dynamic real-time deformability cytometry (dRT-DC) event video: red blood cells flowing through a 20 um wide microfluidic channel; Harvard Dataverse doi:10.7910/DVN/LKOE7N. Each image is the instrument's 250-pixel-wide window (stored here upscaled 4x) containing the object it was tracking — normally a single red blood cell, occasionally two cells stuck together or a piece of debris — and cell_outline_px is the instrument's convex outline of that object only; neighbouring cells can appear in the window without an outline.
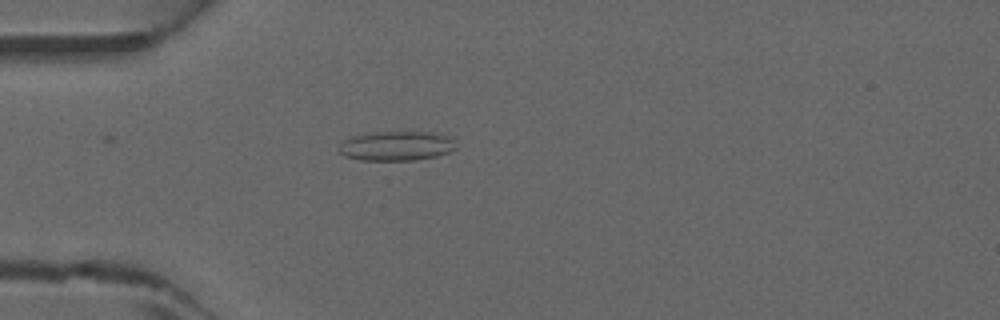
{"species": "common noctule bat (a hibernating species)", "species_latin": "Nyctalus noctula", "temperature_condition": "warm", "stored_images_in_passage": 38, "camera_frame_rate_fps": 3000, "um_per_image_px": 0.085, "animal": {"sex": "male", "forearm_length_mm": 52.5}, "frame": {"image": 1, "passage_image": 12, "time_ms": 3.667, "image_size_px": [1000, 320], "cell_outline_px": [[456, 148], [448, 152], [436, 156], [416, 160], [360, 160], [344, 156], [340, 152], [340, 144], [344, 140], [352, 136], [376, 132], [432, 132], [452, 136]], "centroid_in_image_um": [33.72, 12.4], "position_along_channel_um": 51.3, "area_um2": 20.11}}
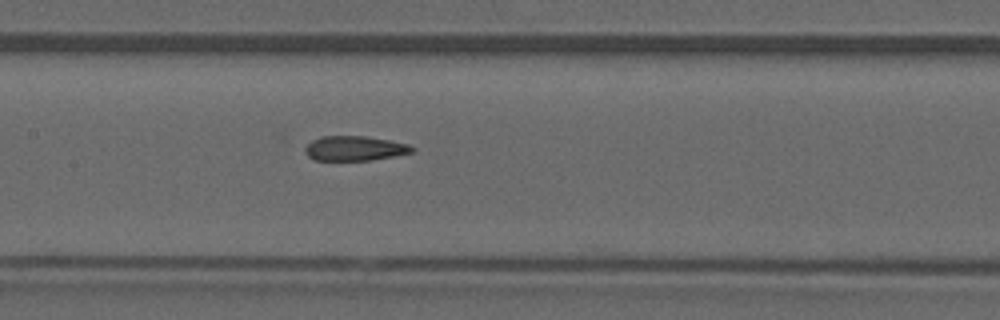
{"frame": {"image": 2, "passage_image": 21, "time_ms": 6.667, "image_size_px": [1000, 320], "cell_outline_px": [[416, 148], [412, 152], [392, 156], [368, 160], [312, 160], [304, 152], [304, 148], [312, 140], [320, 136], [368, 136], [408, 144]], "centroid_in_image_um": [30.1, 12.6], "position_along_channel_um": 177.3, "area_um2": 15.37}}
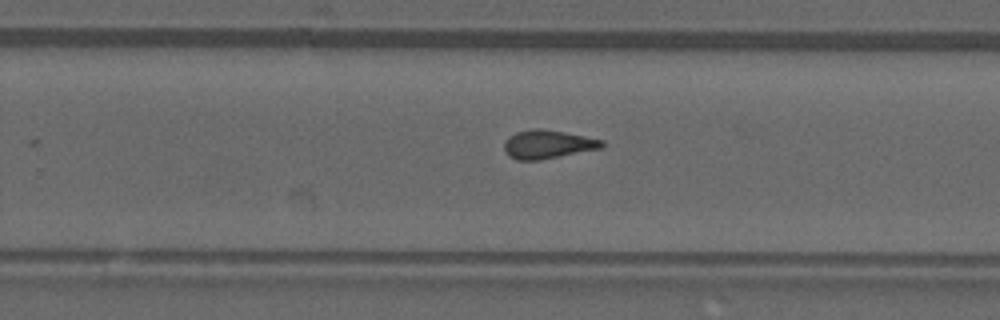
{"frame": {"image": 3, "passage_image": 28, "time_ms": 9.0, "image_size_px": [1000, 320], "cell_outline_px": [[604, 144], [600, 148], [540, 160], [516, 160], [508, 156], [504, 152], [504, 140], [508, 136], [516, 132], [532, 128], [540, 128], [564, 132], [604, 140]], "centroid_in_image_um": [46.49, 12.26], "position_along_channel_um": 283.3, "area_um2": 16.3}}